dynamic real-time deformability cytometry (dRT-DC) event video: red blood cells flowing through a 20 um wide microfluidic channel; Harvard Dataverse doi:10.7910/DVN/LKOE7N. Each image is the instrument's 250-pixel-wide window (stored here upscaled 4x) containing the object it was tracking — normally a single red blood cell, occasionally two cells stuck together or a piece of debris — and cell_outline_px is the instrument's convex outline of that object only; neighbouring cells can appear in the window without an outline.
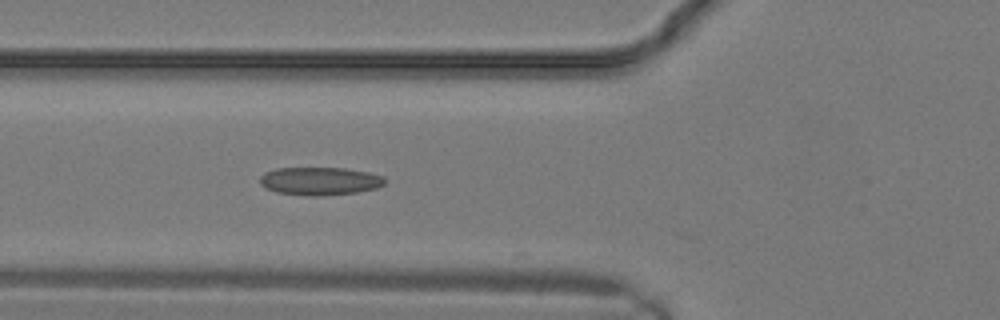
{"species": "common noctule bat (a hibernating species)", "species_latin": "Nyctalus noctula", "temperature_condition": "warm", "stored_images_in_passage": 10, "camera_frame_rate_fps": 3000, "um_per_image_px": 0.085, "animal": {"sex": "male", "body_mass_g": 19.2, "forearm_length_mm": 51.8}, "frame": {"image": 1, "passage_image": 10, "time_ms": 3.0, "image_size_px": [1000, 320], "cell_outline_px": [[384, 184], [376, 188], [356, 192], [320, 196], [312, 196], [276, 192], [264, 188], [260, 184], [260, 176], [264, 172], [276, 168], [344, 168], [368, 172], [384, 176]], "centroid_in_image_um": [27.15, 15.39], "position_along_channel_um": 98.7, "area_um2": 20.4}}